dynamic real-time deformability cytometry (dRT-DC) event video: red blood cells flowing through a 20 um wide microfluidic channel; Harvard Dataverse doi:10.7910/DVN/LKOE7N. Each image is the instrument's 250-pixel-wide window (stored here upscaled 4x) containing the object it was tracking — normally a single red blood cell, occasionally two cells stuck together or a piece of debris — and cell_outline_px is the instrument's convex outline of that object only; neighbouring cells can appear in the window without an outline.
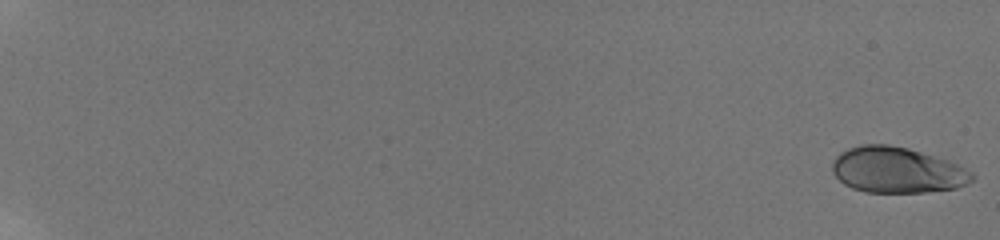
{"species": "human", "species_latin": "Homo sapiens", "temperature_condition": "room temperature", "stored_images_in_passage": 58, "camera_frame_rate_fps": 3000, "um_per_image_px": 0.085, "donor": {"sex": "male"}, "frame": {"image": 1, "passage_image": 1, "time_ms": 0.0, "image_size_px": [1000, 240], "cell_outline_px": [[976, 176], [968, 184], [956, 188], [924, 192], [864, 192], [852, 188], [844, 184], [832, 172], [832, 160], [840, 152], [848, 148], [860, 144], [888, 144], [908, 148], [948, 160], [972, 172]], "centroid_in_image_um": [76.23, 14.45], "position_along_channel_um": 8.8, "area_um2": 37.45}}
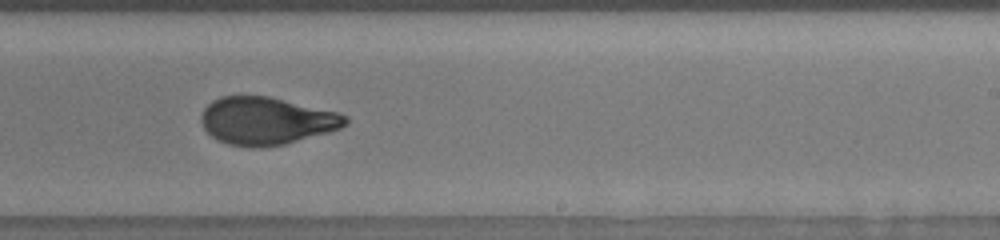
{"frame": {"image": 2, "passage_image": 41, "time_ms": 13.333, "image_size_px": [1000, 240], "cell_outline_px": [[348, 124], [340, 128], [328, 132], [284, 144], [260, 148], [252, 148], [228, 144], [212, 136], [204, 128], [200, 120], [200, 116], [204, 108], [212, 100], [220, 96], [268, 96], [340, 112], [348, 116]], "centroid_in_image_um": [22.65, 10.27], "position_along_channel_um": 266.3, "area_um2": 40.11}}
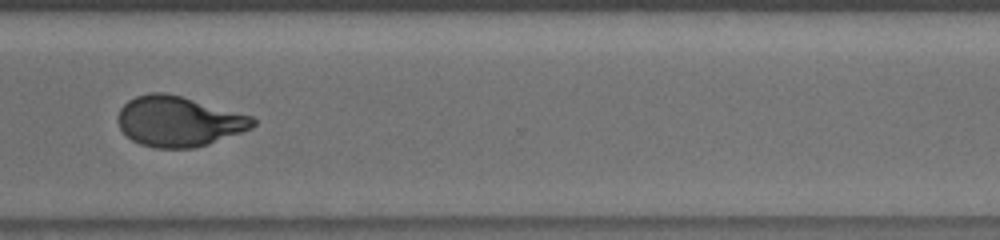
{"frame": {"image": 3, "passage_image": 48, "time_ms": 15.667, "image_size_px": [1000, 240], "cell_outline_px": [[256, 124], [252, 128], [208, 144], [192, 148], [156, 148], [140, 144], [132, 140], [120, 128], [116, 120], [116, 116], [120, 108], [128, 100], [136, 96], [148, 92], [164, 92], [180, 96], [252, 116], [256, 120]], "centroid_in_image_um": [15.15, 10.31], "position_along_channel_um": 355.4, "area_um2": 39.42}, "authors_computed_cell_mechanics": {"area_um2": 39.1306, "velocity_mm_per_s": 3.812, "shape_relaxation_time_tau1_ms": 5.989, "shape_relaxation_time_tau2_ms": 0.7772, "deformation_change_tau1": 0.2064, "deformation_change_tau2": 0.065}}